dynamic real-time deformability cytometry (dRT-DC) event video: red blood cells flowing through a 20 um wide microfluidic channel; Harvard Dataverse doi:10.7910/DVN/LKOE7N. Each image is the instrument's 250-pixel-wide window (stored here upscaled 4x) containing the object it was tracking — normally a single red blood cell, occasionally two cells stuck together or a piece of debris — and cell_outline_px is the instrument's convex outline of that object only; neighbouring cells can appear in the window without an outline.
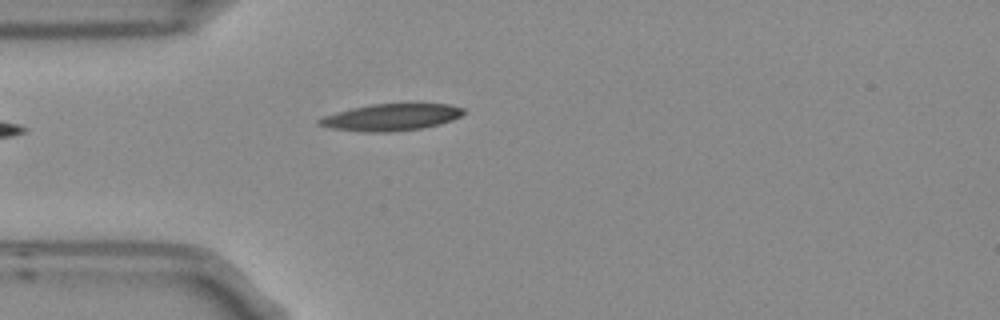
{"species": "Egyptian fruit bat (a non-hibernating species)", "species_latin": "Rousettus aegyptiacus", "temperature_condition": "room temperature", "stored_images_in_passage": 2, "camera_frame_rate_fps": 3000, "um_per_image_px": 0.085, "frame": {"image": 1, "passage_image": 2, "time_ms": 0.333, "image_size_px": [1000, 320], "cell_outline_px": [[464, 112], [460, 116], [452, 120], [440, 124], [420, 128], [388, 132], [364, 132], [332, 128], [316, 124], [316, 120], [324, 116], [336, 112], [352, 108], [372, 104], [412, 100], [448, 104], [464, 108]], "centroid_in_image_um": [33.3, 9.91], "position_along_channel_um": 51.7, "area_um2": 23.47}}